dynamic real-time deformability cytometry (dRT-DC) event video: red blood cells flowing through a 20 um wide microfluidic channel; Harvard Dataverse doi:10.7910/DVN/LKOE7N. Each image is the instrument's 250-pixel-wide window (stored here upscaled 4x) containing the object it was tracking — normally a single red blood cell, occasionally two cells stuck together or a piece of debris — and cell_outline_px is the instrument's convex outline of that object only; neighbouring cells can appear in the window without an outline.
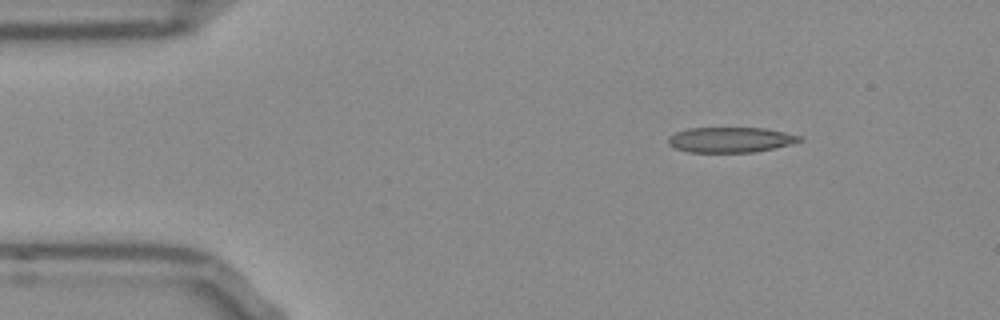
{"species": "Egyptian fruit bat (a non-hibernating species)", "species_latin": "Rousettus aegyptiacus", "temperature_condition": "room temperature", "stored_images_in_passage": 46, "camera_frame_rate_fps": 3000, "um_per_image_px": 0.085, "frame": {"image": 1, "passage_image": 1, "time_ms": 0.0, "image_size_px": [1000, 320], "cell_outline_px": [[804, 140], [792, 144], [756, 152], [688, 152], [676, 148], [668, 144], [668, 136], [676, 132], [688, 128], [764, 128], [784, 132], [800, 136]], "centroid_in_image_um": [62.09, 11.88], "position_along_channel_um": 22.9, "area_um2": 19.36}}
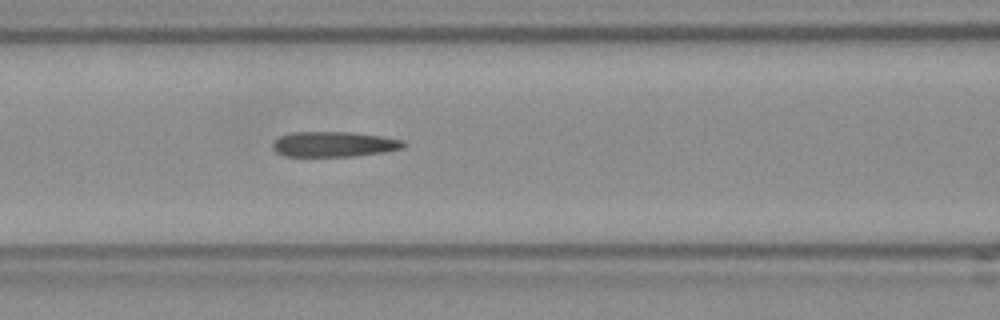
{"frame": {"image": 2, "passage_image": 15, "time_ms": 4.667, "image_size_px": [1000, 320], "cell_outline_px": [[408, 144], [404, 148], [384, 152], [356, 156], [284, 156], [276, 152], [272, 148], [272, 144], [280, 136], [292, 132], [348, 132], [380, 136], [404, 140]], "centroid_in_image_um": [28.41, 12.26], "position_along_channel_um": 138.2, "area_um2": 19.31}}
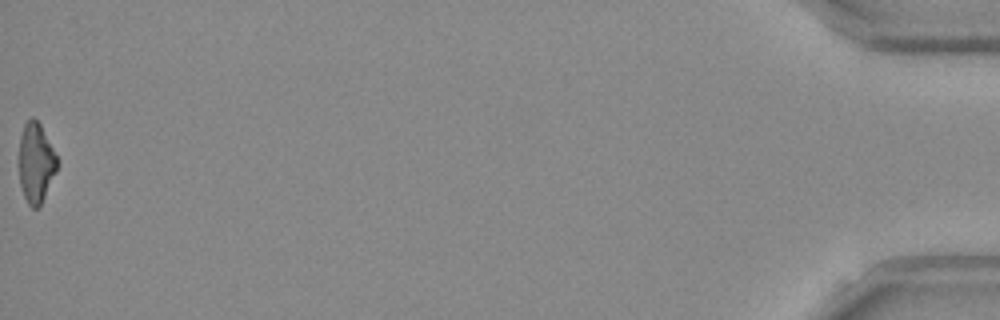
{"frame": {"image": 3, "passage_image": 46, "time_ms": 15.0, "image_size_px": [1000, 320], "cell_outline_px": [[56, 172], [40, 204], [36, 208], [32, 208], [28, 204], [24, 196], [20, 184], [16, 160], [20, 136], [24, 124], [32, 116], [40, 124], [56, 156]], "centroid_in_image_um": [2.98, 13.82], "position_along_channel_um": 432.2, "area_um2": 17.8}, "authors_computed_cell_mechanics": {"area_um2": 19.363, "velocity_mm_per_s": 3.8819, "shape_relaxation_time_tau1_ms": null, "shape_relaxation_time_tau2_ms": 3.9481, "deformation_change_tau1": null, "deformation_change_tau2": 0.1547}}